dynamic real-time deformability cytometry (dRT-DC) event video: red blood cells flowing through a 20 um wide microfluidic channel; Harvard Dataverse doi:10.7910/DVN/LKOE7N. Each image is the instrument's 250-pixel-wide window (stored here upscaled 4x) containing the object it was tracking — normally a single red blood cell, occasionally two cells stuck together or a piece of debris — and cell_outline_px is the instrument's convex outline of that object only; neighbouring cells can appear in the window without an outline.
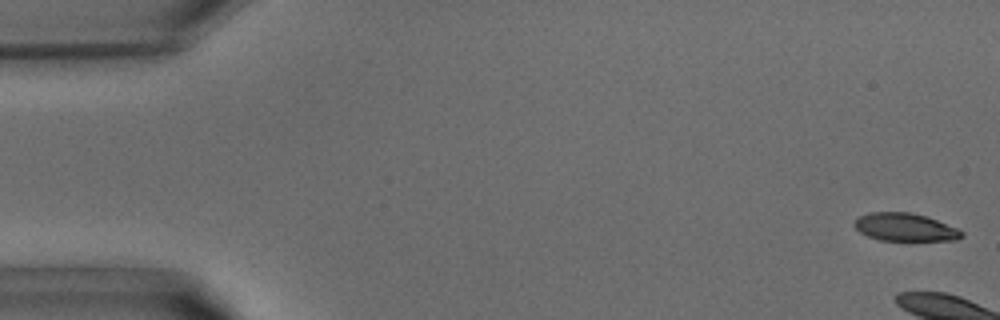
{"species": "common noctule bat (a hibernating species)", "species_latin": "Nyctalus noctula", "temperature_condition": "warm", "stored_images_in_passage": 4, "camera_frame_rate_fps": 3000, "um_per_image_px": 0.085, "animal": {"sex": "male", "body_mass_g": 15.6}, "frame": {"image": 1, "passage_image": 1, "time_ms": 0.0, "image_size_px": [1000, 320], "cell_outline_px": [[964, 236], [956, 240], [880, 240], [868, 236], [860, 232], [852, 224], [860, 216], [868, 212], [908, 212], [924, 216], [936, 220], [956, 228], [964, 232]], "centroid_in_image_um": [76.91, 19.31], "position_along_channel_um": 8.1, "area_um2": 17.22}}